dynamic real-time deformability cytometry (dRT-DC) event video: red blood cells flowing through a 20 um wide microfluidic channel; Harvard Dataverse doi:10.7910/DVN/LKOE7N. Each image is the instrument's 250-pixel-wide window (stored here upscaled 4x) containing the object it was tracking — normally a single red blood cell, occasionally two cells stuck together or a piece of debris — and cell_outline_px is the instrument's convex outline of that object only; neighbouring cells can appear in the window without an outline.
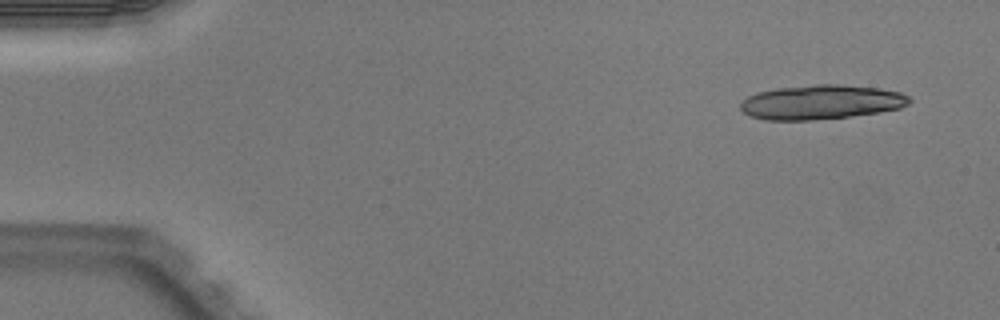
{"species": "Egyptian fruit bat (a non-hibernating species)", "species_latin": "Rousettus aegyptiacus", "temperature_condition": "warm", "stored_images_in_passage": 4, "camera_frame_rate_fps": 3000, "um_per_image_px": 0.085, "animal": {"sex": "male"}, "frame": {"image": 1, "passage_image": 1, "time_ms": 0.0, "image_size_px": [1000, 320], "cell_outline_px": [[912, 100], [908, 104], [900, 108], [880, 112], [848, 116], [812, 120], [764, 120], [752, 116], [744, 112], [740, 108], [740, 104], [748, 96], [756, 92], [776, 88], [816, 84], [840, 84], [880, 88], [900, 92], [908, 96]], "centroid_in_image_um": [69.8, 8.67], "position_along_channel_um": 15.2, "area_um2": 33.87}}